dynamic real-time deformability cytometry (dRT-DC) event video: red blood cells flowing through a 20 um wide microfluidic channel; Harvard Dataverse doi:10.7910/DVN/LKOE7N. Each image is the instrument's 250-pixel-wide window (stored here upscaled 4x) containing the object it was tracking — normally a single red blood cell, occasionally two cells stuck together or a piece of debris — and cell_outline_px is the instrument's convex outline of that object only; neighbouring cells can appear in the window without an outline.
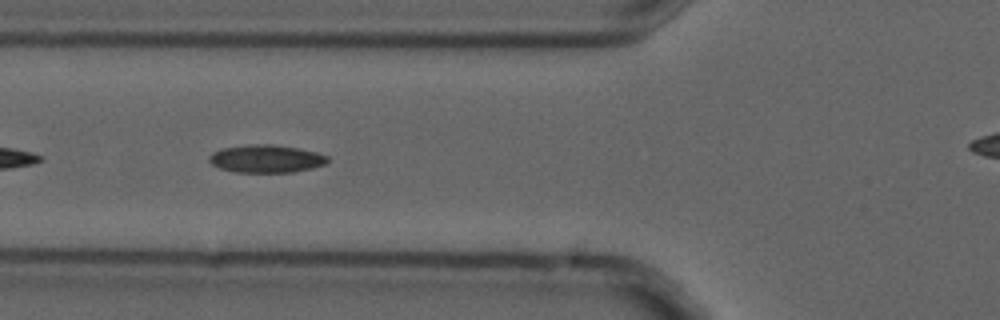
{"species": "common noctule bat (a hibernating species)", "species_latin": "Nyctalus noctula", "temperature_condition": "cold", "stored_images_in_passage": 8, "camera_frame_rate_fps": 3000, "um_per_image_px": 0.085, "animal": {"sex": "male", "forearm_length_mm": 52.5}, "frame": {"image": 1, "passage_image": 3, "time_ms": 0.667, "image_size_px": [1000, 320], "cell_outline_px": [[328, 164], [312, 168], [292, 172], [232, 172], [220, 168], [212, 164], [208, 160], [208, 156], [212, 152], [224, 148], [256, 144], [268, 144], [296, 148], [316, 152], [328, 156]], "centroid_in_image_um": [22.62, 13.5], "position_along_channel_um": 103.2, "area_um2": 19.07}}
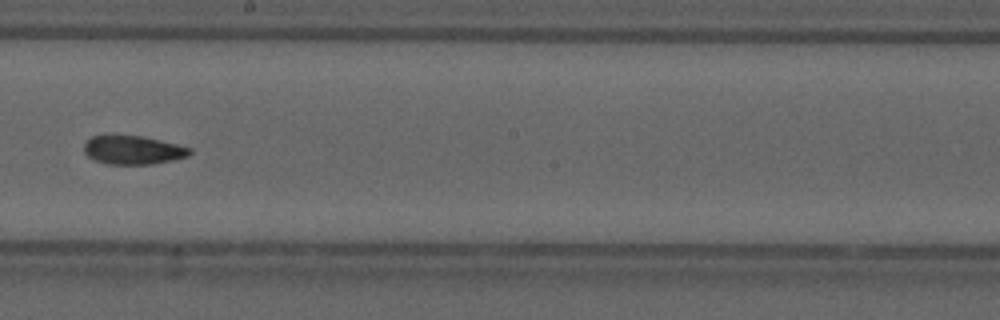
{"frame": {"image": 2, "passage_image": 6, "time_ms": 1.667, "image_size_px": [1000, 320], "cell_outline_px": [[192, 152], [188, 156], [172, 160], [152, 164], [108, 164], [96, 160], [88, 156], [84, 152], [84, 144], [92, 136], [140, 136], [160, 140], [192, 148]], "centroid_in_image_um": [11.33, 12.76], "position_along_channel_um": 236.9, "area_um2": 17.4}}
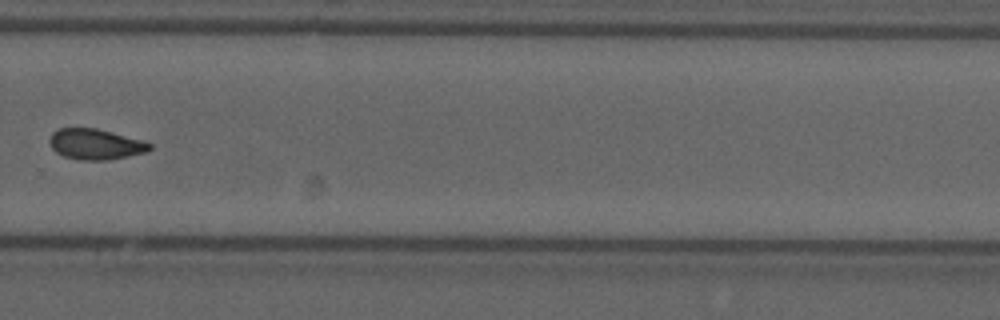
{"frame": {"image": 3, "passage_image": 8, "time_ms": 2.333, "image_size_px": [1000, 320], "cell_outline_px": [[152, 148], [144, 152], [128, 156], [108, 160], [80, 160], [64, 156], [56, 152], [52, 148], [48, 140], [52, 132], [60, 128], [96, 128], [140, 140], [152, 144]], "centroid_in_image_um": [8.07, 12.26], "position_along_channel_um": 321.7, "area_um2": 17.69}}